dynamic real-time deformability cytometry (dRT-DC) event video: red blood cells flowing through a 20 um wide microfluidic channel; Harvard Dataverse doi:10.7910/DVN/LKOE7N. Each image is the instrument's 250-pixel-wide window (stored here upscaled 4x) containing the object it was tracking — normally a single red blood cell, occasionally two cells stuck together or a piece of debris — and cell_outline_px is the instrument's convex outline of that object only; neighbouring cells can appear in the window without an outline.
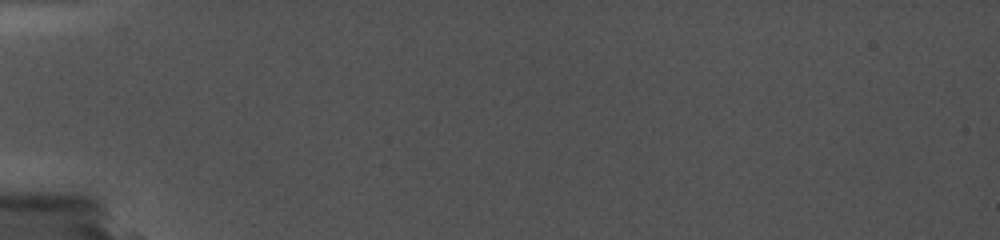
{"species": "common noctule bat (a hibernating species)", "species_latin": "Nyctalus noctula", "temperature_condition": "cold", "stored_images_in_passage": 2, "camera_frame_rate_fps": 5000, "um_per_image_px": 0.085, "animal": {"sex": "female", "body_mass_g": 19.0, "forearm_length_mm": 56.7}, "frame": {"image": 1, "passage_image": 1, "time_ms": 0.0, "image_size_px": [1000, 240], "cell_outline_px": [[688, 136], [640, 140], [628, 140], [540, 136], [520, 132], [516, 128], [524, 124], [656, 128], [688, 132]], "centroid_in_image_um": [50.99, 11.23], "position_along_channel_um": 34.0, "area_um2": 13.35}}